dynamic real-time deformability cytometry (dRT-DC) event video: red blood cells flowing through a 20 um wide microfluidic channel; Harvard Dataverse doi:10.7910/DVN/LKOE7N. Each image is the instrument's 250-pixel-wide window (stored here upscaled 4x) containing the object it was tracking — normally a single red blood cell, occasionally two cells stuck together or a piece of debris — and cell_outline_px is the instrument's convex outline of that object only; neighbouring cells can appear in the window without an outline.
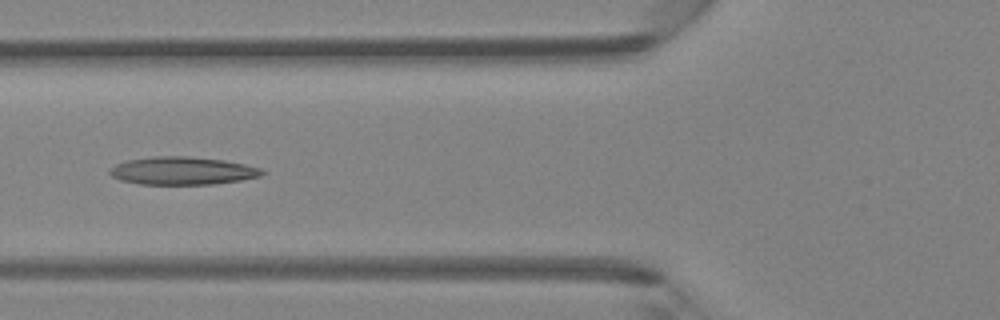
{"species": "Egyptian fruit bat (a non-hibernating species)", "species_latin": "Rousettus aegyptiacus", "temperature_condition": "room temperature", "stored_images_in_passage": 6, "camera_frame_rate_fps": 3000, "um_per_image_px": 0.085, "animal": {"sex": "female"}, "frame": {"image": 1, "passage_image": 6, "time_ms": 5.667, "image_size_px": [1000, 320], "cell_outline_px": [[264, 172], [260, 176], [240, 180], [212, 184], [140, 184], [120, 180], [112, 176], [108, 172], [108, 168], [116, 164], [128, 160], [152, 156], [184, 156], [224, 160], [244, 164], [260, 168]], "centroid_in_image_um": [15.45, 14.51], "position_along_channel_um": 110.3, "area_um2": 24.62}}